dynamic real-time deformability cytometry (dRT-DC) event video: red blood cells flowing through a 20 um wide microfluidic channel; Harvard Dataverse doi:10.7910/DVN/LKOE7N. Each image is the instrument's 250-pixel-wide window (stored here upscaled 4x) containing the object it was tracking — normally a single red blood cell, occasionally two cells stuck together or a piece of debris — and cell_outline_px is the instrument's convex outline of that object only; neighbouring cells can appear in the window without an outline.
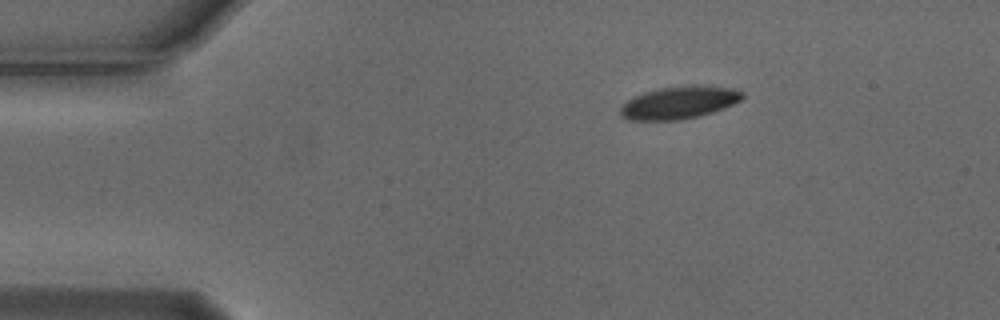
{"species": "Egyptian fruit bat (a non-hibernating species)", "species_latin": "Rousettus aegyptiacus", "temperature_condition": "cold", "stored_images_in_passage": 4, "segment_of_instrument_passage": [1, 2], "camera_frame_rate_fps": 3000, "um_per_image_px": 0.085, "animal": {"sex": "male"}, "frame": {"image": 1, "passage_image": 1, "time_ms": 0.0, "image_size_px": [1000, 320], "cell_outline_px": [[744, 96], [740, 100], [724, 108], [700, 116], [680, 120], [628, 120], [620, 116], [620, 108], [628, 100], [644, 92], [660, 88], [696, 84], [736, 88], [744, 92]], "centroid_in_image_um": [57.76, 8.71], "position_along_channel_um": 27.2, "area_um2": 23.29}}
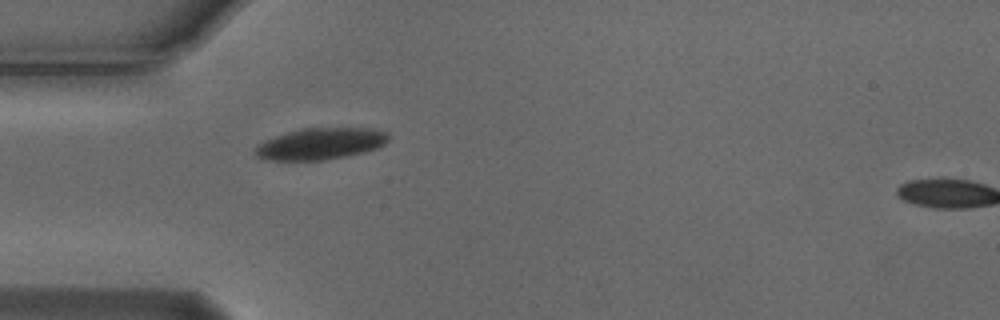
{"frame": {"image": 2, "passage_image": 3, "time_ms": 0.667, "image_size_px": [1000, 320], "cell_outline_px": [[388, 140], [384, 144], [376, 148], [364, 152], [348, 156], [324, 160], [260, 160], [256, 156], [252, 148], [256, 144], [264, 140], [288, 132], [304, 128], [372, 128], [388, 132]], "centroid_in_image_um": [27.19, 12.23], "position_along_channel_um": 57.8, "area_um2": 24.74}}